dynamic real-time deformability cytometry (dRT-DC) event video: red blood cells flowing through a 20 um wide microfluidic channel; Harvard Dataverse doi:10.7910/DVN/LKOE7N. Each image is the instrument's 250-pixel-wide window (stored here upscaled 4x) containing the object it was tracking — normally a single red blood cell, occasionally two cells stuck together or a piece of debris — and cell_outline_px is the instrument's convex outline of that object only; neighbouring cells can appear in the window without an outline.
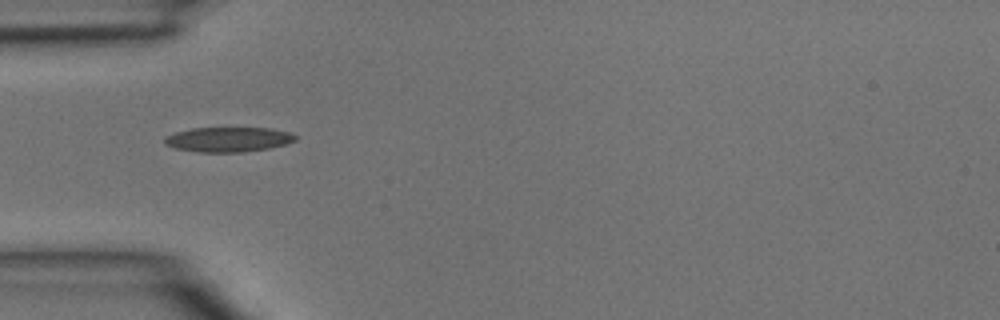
{"species": "common noctule bat (a hibernating species)", "species_latin": "Nyctalus noctula", "temperature_condition": "room temperature", "stored_images_in_passage": 1, "camera_frame_rate_fps": 3000, "um_per_image_px": 0.085, "animal": {"sex": "male", "body_mass_g": 15.6}, "frame": {"image": 1, "passage_image": 1, "time_ms": 0.0, "image_size_px": [1000, 320], "cell_outline_px": [[300, 136], [296, 140], [284, 144], [268, 148], [244, 152], [200, 152], [176, 148], [164, 144], [164, 136], [176, 132], [192, 128], [268, 128], [288, 132]], "centroid_in_image_um": [19.4, 11.85], "position_along_channel_um": 65.6, "area_um2": 18.84}}